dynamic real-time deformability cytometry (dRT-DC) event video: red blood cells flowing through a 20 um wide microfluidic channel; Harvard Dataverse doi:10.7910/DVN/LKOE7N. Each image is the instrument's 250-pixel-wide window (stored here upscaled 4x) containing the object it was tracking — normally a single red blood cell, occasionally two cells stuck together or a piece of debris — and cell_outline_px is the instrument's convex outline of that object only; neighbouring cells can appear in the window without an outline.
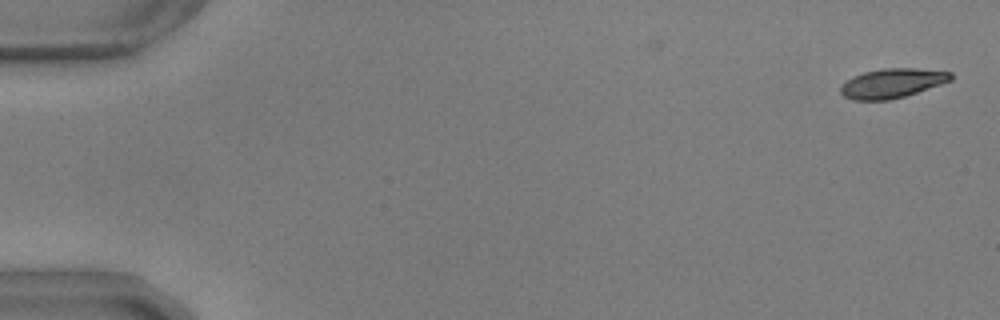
{"species": "common noctule bat (a hibernating species)", "species_latin": "Nyctalus noctula", "temperature_condition": "warm", "stored_images_in_passage": 10, "camera_frame_rate_fps": 3000, "um_per_image_px": 0.085, "animal": {"sex": "male", "body_mass_g": 17.9, "forearm_length_mm": 54.2}, "frame": {"image": 1, "passage_image": 2, "time_ms": 0.333, "image_size_px": [1000, 320], "cell_outline_px": [[952, 80], [904, 96], [888, 100], [852, 100], [844, 96], [840, 92], [840, 84], [852, 76], [864, 72], [884, 68], [916, 68], [952, 72]], "centroid_in_image_um": [75.78, 7.07], "position_along_channel_um": 9.2, "area_um2": 18.84}}